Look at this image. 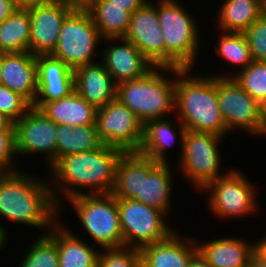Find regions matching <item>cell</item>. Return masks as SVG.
<instances>
[{
    "label": "cell",
    "mask_w": 266,
    "mask_h": 267,
    "mask_svg": "<svg viewBox=\"0 0 266 267\" xmlns=\"http://www.w3.org/2000/svg\"><path fill=\"white\" fill-rule=\"evenodd\" d=\"M122 154L121 149L102 144L91 151L61 157L47 171L56 205L79 195L110 193Z\"/></svg>",
    "instance_id": "obj_1"
},
{
    "label": "cell",
    "mask_w": 266,
    "mask_h": 267,
    "mask_svg": "<svg viewBox=\"0 0 266 267\" xmlns=\"http://www.w3.org/2000/svg\"><path fill=\"white\" fill-rule=\"evenodd\" d=\"M34 173L21 169L0 178V219L39 229L43 232L37 234L43 235L59 220V207L52 197L48 176Z\"/></svg>",
    "instance_id": "obj_2"
},
{
    "label": "cell",
    "mask_w": 266,
    "mask_h": 267,
    "mask_svg": "<svg viewBox=\"0 0 266 267\" xmlns=\"http://www.w3.org/2000/svg\"><path fill=\"white\" fill-rule=\"evenodd\" d=\"M196 71L176 68L175 116L186 130L229 136L217 98V77Z\"/></svg>",
    "instance_id": "obj_3"
},
{
    "label": "cell",
    "mask_w": 266,
    "mask_h": 267,
    "mask_svg": "<svg viewBox=\"0 0 266 267\" xmlns=\"http://www.w3.org/2000/svg\"><path fill=\"white\" fill-rule=\"evenodd\" d=\"M175 82L176 68L154 66L138 79L119 83L116 98L143 124L168 118L175 115Z\"/></svg>",
    "instance_id": "obj_4"
},
{
    "label": "cell",
    "mask_w": 266,
    "mask_h": 267,
    "mask_svg": "<svg viewBox=\"0 0 266 267\" xmlns=\"http://www.w3.org/2000/svg\"><path fill=\"white\" fill-rule=\"evenodd\" d=\"M182 2L157 0V15L165 42V67L186 69L199 66L196 62L202 54L201 40H204L201 23L194 18L197 14L187 11L189 7L187 9Z\"/></svg>",
    "instance_id": "obj_5"
},
{
    "label": "cell",
    "mask_w": 266,
    "mask_h": 267,
    "mask_svg": "<svg viewBox=\"0 0 266 267\" xmlns=\"http://www.w3.org/2000/svg\"><path fill=\"white\" fill-rule=\"evenodd\" d=\"M67 207L68 209L72 207L71 211L76 213L75 218L77 217L76 220L82 229L75 228L76 232L72 229V233H76L75 235L86 241L90 238L89 243L97 245L99 249L124 246L117 198L114 195L86 194L67 199L59 206V214H63ZM77 231H81L82 234Z\"/></svg>",
    "instance_id": "obj_6"
},
{
    "label": "cell",
    "mask_w": 266,
    "mask_h": 267,
    "mask_svg": "<svg viewBox=\"0 0 266 267\" xmlns=\"http://www.w3.org/2000/svg\"><path fill=\"white\" fill-rule=\"evenodd\" d=\"M226 137L211 133L186 130L183 137L182 153L174 165L195 193L204 190L211 182L225 176L233 167H221L223 160L221 143ZM220 145V146H219ZM221 149V150H220ZM223 169V170H222ZM225 169V170H224Z\"/></svg>",
    "instance_id": "obj_7"
},
{
    "label": "cell",
    "mask_w": 266,
    "mask_h": 267,
    "mask_svg": "<svg viewBox=\"0 0 266 267\" xmlns=\"http://www.w3.org/2000/svg\"><path fill=\"white\" fill-rule=\"evenodd\" d=\"M225 176L211 182L199 194L206 195L205 204L211 216L223 220L247 219L252 215L261 213L259 192L256 184L245 173L233 165ZM255 184V185H253ZM259 209V210H258ZM257 213V214H256Z\"/></svg>",
    "instance_id": "obj_8"
},
{
    "label": "cell",
    "mask_w": 266,
    "mask_h": 267,
    "mask_svg": "<svg viewBox=\"0 0 266 267\" xmlns=\"http://www.w3.org/2000/svg\"><path fill=\"white\" fill-rule=\"evenodd\" d=\"M102 41L90 14L79 5L64 20L57 46L51 55L74 70L100 61Z\"/></svg>",
    "instance_id": "obj_9"
},
{
    "label": "cell",
    "mask_w": 266,
    "mask_h": 267,
    "mask_svg": "<svg viewBox=\"0 0 266 267\" xmlns=\"http://www.w3.org/2000/svg\"><path fill=\"white\" fill-rule=\"evenodd\" d=\"M124 246L142 247L166 239L176 228L162 211L134 199L117 198Z\"/></svg>",
    "instance_id": "obj_10"
},
{
    "label": "cell",
    "mask_w": 266,
    "mask_h": 267,
    "mask_svg": "<svg viewBox=\"0 0 266 267\" xmlns=\"http://www.w3.org/2000/svg\"><path fill=\"white\" fill-rule=\"evenodd\" d=\"M14 139L17 159L41 155L47 171L56 163L57 124L40 109L31 107L14 123Z\"/></svg>",
    "instance_id": "obj_11"
},
{
    "label": "cell",
    "mask_w": 266,
    "mask_h": 267,
    "mask_svg": "<svg viewBox=\"0 0 266 267\" xmlns=\"http://www.w3.org/2000/svg\"><path fill=\"white\" fill-rule=\"evenodd\" d=\"M217 98L228 133L239 130L255 139L260 136L262 105L233 77H217Z\"/></svg>",
    "instance_id": "obj_12"
},
{
    "label": "cell",
    "mask_w": 266,
    "mask_h": 267,
    "mask_svg": "<svg viewBox=\"0 0 266 267\" xmlns=\"http://www.w3.org/2000/svg\"><path fill=\"white\" fill-rule=\"evenodd\" d=\"M95 125L103 144L123 152L139 151L144 124L117 98L97 109Z\"/></svg>",
    "instance_id": "obj_13"
},
{
    "label": "cell",
    "mask_w": 266,
    "mask_h": 267,
    "mask_svg": "<svg viewBox=\"0 0 266 267\" xmlns=\"http://www.w3.org/2000/svg\"><path fill=\"white\" fill-rule=\"evenodd\" d=\"M79 6L70 0H47L28 8L30 15L29 52L51 55L55 50L64 20Z\"/></svg>",
    "instance_id": "obj_14"
},
{
    "label": "cell",
    "mask_w": 266,
    "mask_h": 267,
    "mask_svg": "<svg viewBox=\"0 0 266 267\" xmlns=\"http://www.w3.org/2000/svg\"><path fill=\"white\" fill-rule=\"evenodd\" d=\"M172 163H160L141 154L140 194H137L134 199L162 211L168 218L170 217V220H172L173 211L171 204L175 199L172 196L175 193L173 192L176 179L174 176L177 172Z\"/></svg>",
    "instance_id": "obj_15"
},
{
    "label": "cell",
    "mask_w": 266,
    "mask_h": 267,
    "mask_svg": "<svg viewBox=\"0 0 266 267\" xmlns=\"http://www.w3.org/2000/svg\"><path fill=\"white\" fill-rule=\"evenodd\" d=\"M124 38L153 66H165V42L157 15V0H149L131 14L130 25Z\"/></svg>",
    "instance_id": "obj_16"
},
{
    "label": "cell",
    "mask_w": 266,
    "mask_h": 267,
    "mask_svg": "<svg viewBox=\"0 0 266 267\" xmlns=\"http://www.w3.org/2000/svg\"><path fill=\"white\" fill-rule=\"evenodd\" d=\"M102 45L100 61L117 85L125 81L138 79L154 67L151 62L124 37L105 38L102 41Z\"/></svg>",
    "instance_id": "obj_17"
},
{
    "label": "cell",
    "mask_w": 266,
    "mask_h": 267,
    "mask_svg": "<svg viewBox=\"0 0 266 267\" xmlns=\"http://www.w3.org/2000/svg\"><path fill=\"white\" fill-rule=\"evenodd\" d=\"M38 90L32 107L59 100L75 91L74 70L52 55L36 56Z\"/></svg>",
    "instance_id": "obj_18"
},
{
    "label": "cell",
    "mask_w": 266,
    "mask_h": 267,
    "mask_svg": "<svg viewBox=\"0 0 266 267\" xmlns=\"http://www.w3.org/2000/svg\"><path fill=\"white\" fill-rule=\"evenodd\" d=\"M185 131L186 128L175 115L168 118L149 120L144 124L143 140L138 152L157 162L171 163L168 154H173L169 151L172 147L175 148L176 145L180 148L177 161L182 153V141Z\"/></svg>",
    "instance_id": "obj_19"
},
{
    "label": "cell",
    "mask_w": 266,
    "mask_h": 267,
    "mask_svg": "<svg viewBox=\"0 0 266 267\" xmlns=\"http://www.w3.org/2000/svg\"><path fill=\"white\" fill-rule=\"evenodd\" d=\"M178 228L166 239L140 249L141 267H188L198 252L197 243L195 237L188 238Z\"/></svg>",
    "instance_id": "obj_20"
},
{
    "label": "cell",
    "mask_w": 266,
    "mask_h": 267,
    "mask_svg": "<svg viewBox=\"0 0 266 267\" xmlns=\"http://www.w3.org/2000/svg\"><path fill=\"white\" fill-rule=\"evenodd\" d=\"M212 237L207 241L195 237L198 252L213 267H250L253 256V240L232 236ZM197 238V239H196ZM248 241H247V240Z\"/></svg>",
    "instance_id": "obj_21"
},
{
    "label": "cell",
    "mask_w": 266,
    "mask_h": 267,
    "mask_svg": "<svg viewBox=\"0 0 266 267\" xmlns=\"http://www.w3.org/2000/svg\"><path fill=\"white\" fill-rule=\"evenodd\" d=\"M62 217L59 214V220L47 232L57 244L59 267H97L100 249L72 233Z\"/></svg>",
    "instance_id": "obj_22"
},
{
    "label": "cell",
    "mask_w": 266,
    "mask_h": 267,
    "mask_svg": "<svg viewBox=\"0 0 266 267\" xmlns=\"http://www.w3.org/2000/svg\"><path fill=\"white\" fill-rule=\"evenodd\" d=\"M0 84L33 105L38 90L36 56L30 52L2 53Z\"/></svg>",
    "instance_id": "obj_23"
},
{
    "label": "cell",
    "mask_w": 266,
    "mask_h": 267,
    "mask_svg": "<svg viewBox=\"0 0 266 267\" xmlns=\"http://www.w3.org/2000/svg\"><path fill=\"white\" fill-rule=\"evenodd\" d=\"M75 91L96 109L116 98L117 84L101 61L74 69Z\"/></svg>",
    "instance_id": "obj_24"
},
{
    "label": "cell",
    "mask_w": 266,
    "mask_h": 267,
    "mask_svg": "<svg viewBox=\"0 0 266 267\" xmlns=\"http://www.w3.org/2000/svg\"><path fill=\"white\" fill-rule=\"evenodd\" d=\"M214 9H217L213 14L216 23L212 28L223 32L244 33L265 13L261 0H221Z\"/></svg>",
    "instance_id": "obj_25"
},
{
    "label": "cell",
    "mask_w": 266,
    "mask_h": 267,
    "mask_svg": "<svg viewBox=\"0 0 266 267\" xmlns=\"http://www.w3.org/2000/svg\"><path fill=\"white\" fill-rule=\"evenodd\" d=\"M57 125H95L97 109L84 100L76 91L59 100L45 102L39 108Z\"/></svg>",
    "instance_id": "obj_26"
},
{
    "label": "cell",
    "mask_w": 266,
    "mask_h": 267,
    "mask_svg": "<svg viewBox=\"0 0 266 267\" xmlns=\"http://www.w3.org/2000/svg\"><path fill=\"white\" fill-rule=\"evenodd\" d=\"M219 32L217 38V44L214 41V54H216L220 61H225V65L227 67L231 64V68L233 72L230 73V69L224 70L220 73L219 69L214 73L209 72L215 77H234L239 71L245 69L249 64L253 62L250 52V46L247 40V37L244 33H236V32ZM217 45V46H216ZM236 69H235V68ZM229 71V72H228ZM224 73V74H223Z\"/></svg>",
    "instance_id": "obj_27"
},
{
    "label": "cell",
    "mask_w": 266,
    "mask_h": 267,
    "mask_svg": "<svg viewBox=\"0 0 266 267\" xmlns=\"http://www.w3.org/2000/svg\"><path fill=\"white\" fill-rule=\"evenodd\" d=\"M82 6L90 14L103 39L126 35L131 14L122 7L112 5L107 0H86Z\"/></svg>",
    "instance_id": "obj_28"
},
{
    "label": "cell",
    "mask_w": 266,
    "mask_h": 267,
    "mask_svg": "<svg viewBox=\"0 0 266 267\" xmlns=\"http://www.w3.org/2000/svg\"><path fill=\"white\" fill-rule=\"evenodd\" d=\"M102 144L96 125L74 128L65 124L57 125L56 162L63 156L91 151Z\"/></svg>",
    "instance_id": "obj_29"
},
{
    "label": "cell",
    "mask_w": 266,
    "mask_h": 267,
    "mask_svg": "<svg viewBox=\"0 0 266 267\" xmlns=\"http://www.w3.org/2000/svg\"><path fill=\"white\" fill-rule=\"evenodd\" d=\"M29 41V10L17 8L0 23V53L29 52Z\"/></svg>",
    "instance_id": "obj_30"
},
{
    "label": "cell",
    "mask_w": 266,
    "mask_h": 267,
    "mask_svg": "<svg viewBox=\"0 0 266 267\" xmlns=\"http://www.w3.org/2000/svg\"><path fill=\"white\" fill-rule=\"evenodd\" d=\"M141 185V153L123 152L116 171L115 182L110 192L116 198L135 199L140 194Z\"/></svg>",
    "instance_id": "obj_31"
},
{
    "label": "cell",
    "mask_w": 266,
    "mask_h": 267,
    "mask_svg": "<svg viewBox=\"0 0 266 267\" xmlns=\"http://www.w3.org/2000/svg\"><path fill=\"white\" fill-rule=\"evenodd\" d=\"M34 238L29 247H25L24 256L20 257L17 267H59L56 242L48 234Z\"/></svg>",
    "instance_id": "obj_32"
},
{
    "label": "cell",
    "mask_w": 266,
    "mask_h": 267,
    "mask_svg": "<svg viewBox=\"0 0 266 267\" xmlns=\"http://www.w3.org/2000/svg\"><path fill=\"white\" fill-rule=\"evenodd\" d=\"M233 78L254 100L266 102V62L253 61Z\"/></svg>",
    "instance_id": "obj_33"
},
{
    "label": "cell",
    "mask_w": 266,
    "mask_h": 267,
    "mask_svg": "<svg viewBox=\"0 0 266 267\" xmlns=\"http://www.w3.org/2000/svg\"><path fill=\"white\" fill-rule=\"evenodd\" d=\"M97 267H141L140 249L122 246L99 250Z\"/></svg>",
    "instance_id": "obj_34"
},
{
    "label": "cell",
    "mask_w": 266,
    "mask_h": 267,
    "mask_svg": "<svg viewBox=\"0 0 266 267\" xmlns=\"http://www.w3.org/2000/svg\"><path fill=\"white\" fill-rule=\"evenodd\" d=\"M32 105L20 94L0 84V112L13 123L17 122Z\"/></svg>",
    "instance_id": "obj_35"
},
{
    "label": "cell",
    "mask_w": 266,
    "mask_h": 267,
    "mask_svg": "<svg viewBox=\"0 0 266 267\" xmlns=\"http://www.w3.org/2000/svg\"><path fill=\"white\" fill-rule=\"evenodd\" d=\"M253 61L266 62V12L244 32Z\"/></svg>",
    "instance_id": "obj_36"
},
{
    "label": "cell",
    "mask_w": 266,
    "mask_h": 267,
    "mask_svg": "<svg viewBox=\"0 0 266 267\" xmlns=\"http://www.w3.org/2000/svg\"><path fill=\"white\" fill-rule=\"evenodd\" d=\"M22 168L15 153L14 129H0V170L9 174Z\"/></svg>",
    "instance_id": "obj_37"
},
{
    "label": "cell",
    "mask_w": 266,
    "mask_h": 267,
    "mask_svg": "<svg viewBox=\"0 0 266 267\" xmlns=\"http://www.w3.org/2000/svg\"><path fill=\"white\" fill-rule=\"evenodd\" d=\"M112 5L122 7L125 11L133 14L136 10L144 6L149 0H107Z\"/></svg>",
    "instance_id": "obj_38"
},
{
    "label": "cell",
    "mask_w": 266,
    "mask_h": 267,
    "mask_svg": "<svg viewBox=\"0 0 266 267\" xmlns=\"http://www.w3.org/2000/svg\"><path fill=\"white\" fill-rule=\"evenodd\" d=\"M253 254L263 263L266 264V236L263 235L253 241Z\"/></svg>",
    "instance_id": "obj_39"
},
{
    "label": "cell",
    "mask_w": 266,
    "mask_h": 267,
    "mask_svg": "<svg viewBox=\"0 0 266 267\" xmlns=\"http://www.w3.org/2000/svg\"><path fill=\"white\" fill-rule=\"evenodd\" d=\"M17 9L13 0H0V23Z\"/></svg>",
    "instance_id": "obj_40"
},
{
    "label": "cell",
    "mask_w": 266,
    "mask_h": 267,
    "mask_svg": "<svg viewBox=\"0 0 266 267\" xmlns=\"http://www.w3.org/2000/svg\"><path fill=\"white\" fill-rule=\"evenodd\" d=\"M4 225L5 224L0 223V250H3L4 248L6 249V246L10 245V243H9V240L11 239L10 237L14 236V235H11V232H10L8 226L6 227ZM8 230H9V232H8Z\"/></svg>",
    "instance_id": "obj_41"
},
{
    "label": "cell",
    "mask_w": 266,
    "mask_h": 267,
    "mask_svg": "<svg viewBox=\"0 0 266 267\" xmlns=\"http://www.w3.org/2000/svg\"><path fill=\"white\" fill-rule=\"evenodd\" d=\"M188 267H213L199 252H197L188 264Z\"/></svg>",
    "instance_id": "obj_42"
},
{
    "label": "cell",
    "mask_w": 266,
    "mask_h": 267,
    "mask_svg": "<svg viewBox=\"0 0 266 267\" xmlns=\"http://www.w3.org/2000/svg\"><path fill=\"white\" fill-rule=\"evenodd\" d=\"M17 8L28 9L39 4L45 3L47 0H13Z\"/></svg>",
    "instance_id": "obj_43"
},
{
    "label": "cell",
    "mask_w": 266,
    "mask_h": 267,
    "mask_svg": "<svg viewBox=\"0 0 266 267\" xmlns=\"http://www.w3.org/2000/svg\"><path fill=\"white\" fill-rule=\"evenodd\" d=\"M266 138V102L262 105V121L259 138Z\"/></svg>",
    "instance_id": "obj_44"
},
{
    "label": "cell",
    "mask_w": 266,
    "mask_h": 267,
    "mask_svg": "<svg viewBox=\"0 0 266 267\" xmlns=\"http://www.w3.org/2000/svg\"><path fill=\"white\" fill-rule=\"evenodd\" d=\"M0 129H14V123L0 112Z\"/></svg>",
    "instance_id": "obj_45"
},
{
    "label": "cell",
    "mask_w": 266,
    "mask_h": 267,
    "mask_svg": "<svg viewBox=\"0 0 266 267\" xmlns=\"http://www.w3.org/2000/svg\"><path fill=\"white\" fill-rule=\"evenodd\" d=\"M250 267H266V264L261 262L254 254L250 261Z\"/></svg>",
    "instance_id": "obj_46"
},
{
    "label": "cell",
    "mask_w": 266,
    "mask_h": 267,
    "mask_svg": "<svg viewBox=\"0 0 266 267\" xmlns=\"http://www.w3.org/2000/svg\"><path fill=\"white\" fill-rule=\"evenodd\" d=\"M1 71H2V53H0V83H1Z\"/></svg>",
    "instance_id": "obj_47"
},
{
    "label": "cell",
    "mask_w": 266,
    "mask_h": 267,
    "mask_svg": "<svg viewBox=\"0 0 266 267\" xmlns=\"http://www.w3.org/2000/svg\"><path fill=\"white\" fill-rule=\"evenodd\" d=\"M70 1H73L79 5H82L86 0H70Z\"/></svg>",
    "instance_id": "obj_48"
},
{
    "label": "cell",
    "mask_w": 266,
    "mask_h": 267,
    "mask_svg": "<svg viewBox=\"0 0 266 267\" xmlns=\"http://www.w3.org/2000/svg\"><path fill=\"white\" fill-rule=\"evenodd\" d=\"M264 6H266V0H261Z\"/></svg>",
    "instance_id": "obj_49"
},
{
    "label": "cell",
    "mask_w": 266,
    "mask_h": 267,
    "mask_svg": "<svg viewBox=\"0 0 266 267\" xmlns=\"http://www.w3.org/2000/svg\"><path fill=\"white\" fill-rule=\"evenodd\" d=\"M3 174H4V173L0 170V178L3 176Z\"/></svg>",
    "instance_id": "obj_50"
}]
</instances>
